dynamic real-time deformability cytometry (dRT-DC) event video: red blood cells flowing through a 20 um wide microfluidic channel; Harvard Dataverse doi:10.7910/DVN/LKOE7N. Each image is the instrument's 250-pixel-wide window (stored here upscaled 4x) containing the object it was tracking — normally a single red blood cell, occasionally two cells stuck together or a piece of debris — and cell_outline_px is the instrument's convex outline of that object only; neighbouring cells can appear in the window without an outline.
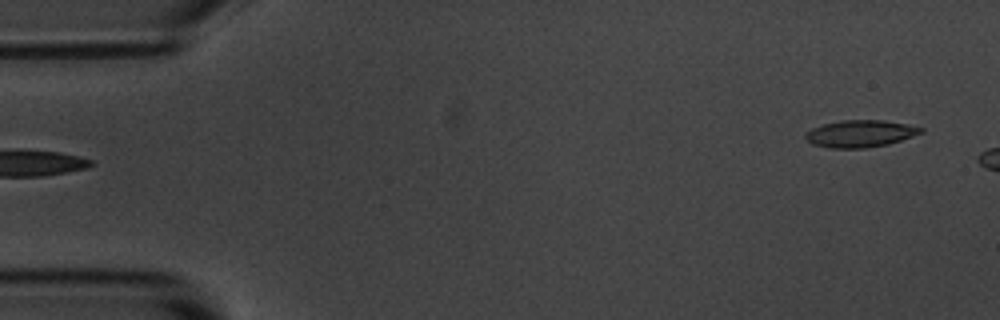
{"species": "common noctule bat (a hibernating species)", "species_latin": "Nyctalus noctula", "temperature_condition": "room temperature", "stored_images_in_passage": 3, "camera_frame_rate_fps": 3000, "um_per_image_px": 0.085, "animal": {"sex": "male", "body_mass_g": 20.1, "forearm_length_mm": 53.5}, "frame": {"image": 1, "passage_image": 3, "time_ms": 2.333, "image_size_px": [1000, 320], "cell_outline_px": [[924, 132], [888, 144], [864, 148], [828, 148], [812, 144], [804, 136], [812, 128], [824, 124], [840, 120], [884, 120], [908, 124], [924, 128]], "centroid_in_image_um": [73.14, 11.35], "position_along_channel_um": 11.9, "area_um2": 18.15}}